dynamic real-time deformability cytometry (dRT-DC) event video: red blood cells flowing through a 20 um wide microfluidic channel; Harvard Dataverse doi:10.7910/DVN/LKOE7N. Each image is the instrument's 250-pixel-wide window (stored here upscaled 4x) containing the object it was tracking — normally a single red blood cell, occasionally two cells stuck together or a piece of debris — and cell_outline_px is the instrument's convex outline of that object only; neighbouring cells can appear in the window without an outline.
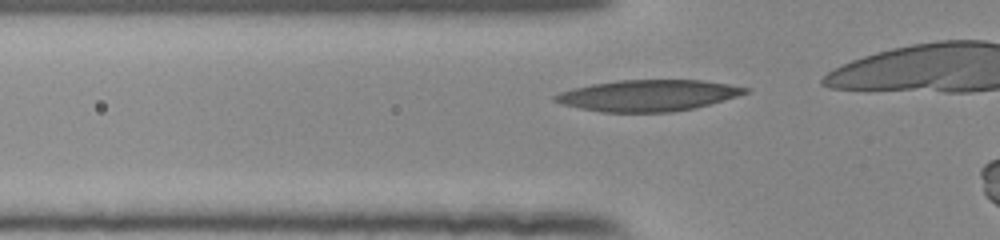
{"species": "human", "species_latin": "Homo sapiens", "temperature_condition": "room temperature", "stored_images_in_passage": 12, "camera_frame_rate_fps": 3000, "um_per_image_px": 0.085, "donor": {"sex": "female"}, "frame": {"image": 1, "passage_image": 3, "time_ms": 0.667, "image_size_px": [1000, 240], "cell_outline_px": [[752, 88], [748, 92], [736, 96], [696, 108], [672, 112], [600, 112], [560, 104], [552, 100], [552, 96], [560, 92], [572, 88], [592, 84], [620, 80], [700, 80], [728, 84]], "centroid_in_image_um": [55.05, 8.12], "position_along_channel_um": 70.7, "area_um2": 34.68}}
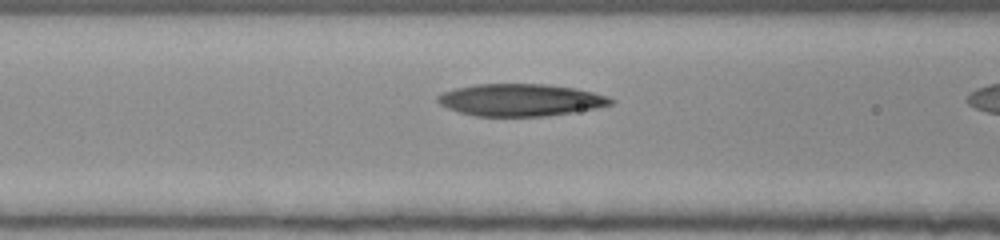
{"frame": {"image": 2, "passage_image": 7, "time_ms": 2.0, "image_size_px": [1000, 240], "cell_outline_px": [[616, 100], [612, 104], [596, 108], [548, 116], [476, 116], [460, 112], [448, 108], [440, 104], [436, 100], [436, 96], [440, 92], [456, 88], [476, 84], [548, 84], [576, 88], [608, 96]], "centroid_in_image_um": [44.24, 8.49], "position_along_channel_um": 122.4, "area_um2": 32.6}}
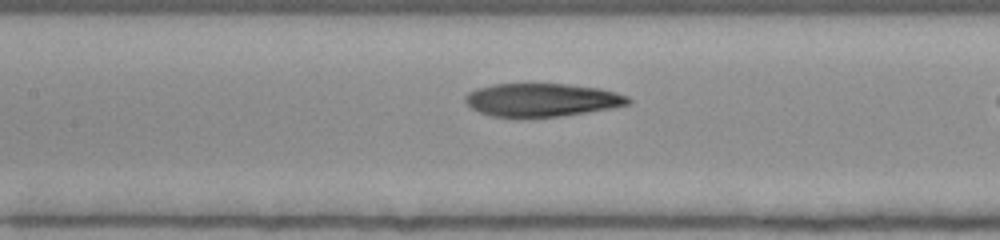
{"frame": {"image": 3, "passage_image": 10, "time_ms": 3.0, "image_size_px": [1000, 240], "cell_outline_px": [[632, 104], [588, 112], [560, 116], [492, 116], [480, 112], [472, 108], [464, 100], [464, 96], [468, 92], [476, 88], [492, 84], [568, 84], [600, 88], [616, 92], [628, 96], [632, 100]], "centroid_in_image_um": [46.09, 8.47], "position_along_channel_um": 161.3, "area_um2": 31.39}}